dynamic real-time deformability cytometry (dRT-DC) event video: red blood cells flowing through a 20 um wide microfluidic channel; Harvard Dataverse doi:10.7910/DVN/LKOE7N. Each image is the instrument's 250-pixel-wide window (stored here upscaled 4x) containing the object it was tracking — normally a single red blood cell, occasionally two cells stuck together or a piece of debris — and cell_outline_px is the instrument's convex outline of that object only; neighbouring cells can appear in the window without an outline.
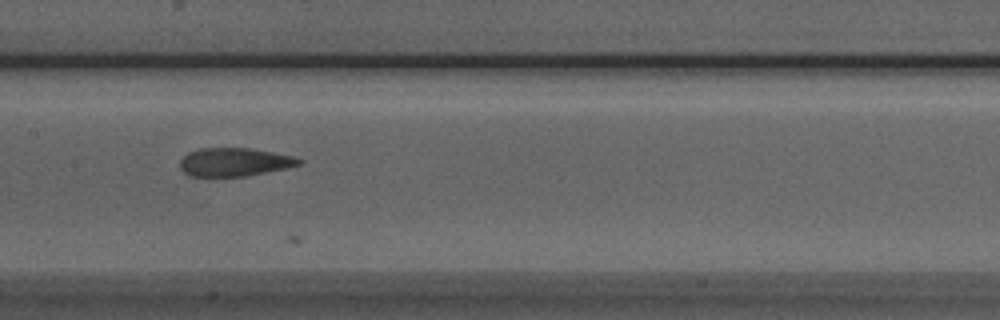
{"species": "Egyptian fruit bat (a non-hibernating species)", "species_latin": "Rousettus aegyptiacus", "temperature_condition": "room temperature", "stored_images_in_passage": 16, "camera_frame_rate_fps": 3000, "um_per_image_px": 0.085, "animal": {"sex": "male"}, "frame": {"image": 1, "passage_image": 13, "time_ms": 4.0, "image_size_px": [1000, 320], "cell_outline_px": [[304, 160], [300, 164], [284, 168], [248, 176], [188, 176], [180, 168], [180, 160], [188, 152], [200, 148], [248, 148], [272, 152], [292, 156]], "centroid_in_image_um": [19.89, 13.77], "position_along_channel_um": 187.5, "area_um2": 19.54}}